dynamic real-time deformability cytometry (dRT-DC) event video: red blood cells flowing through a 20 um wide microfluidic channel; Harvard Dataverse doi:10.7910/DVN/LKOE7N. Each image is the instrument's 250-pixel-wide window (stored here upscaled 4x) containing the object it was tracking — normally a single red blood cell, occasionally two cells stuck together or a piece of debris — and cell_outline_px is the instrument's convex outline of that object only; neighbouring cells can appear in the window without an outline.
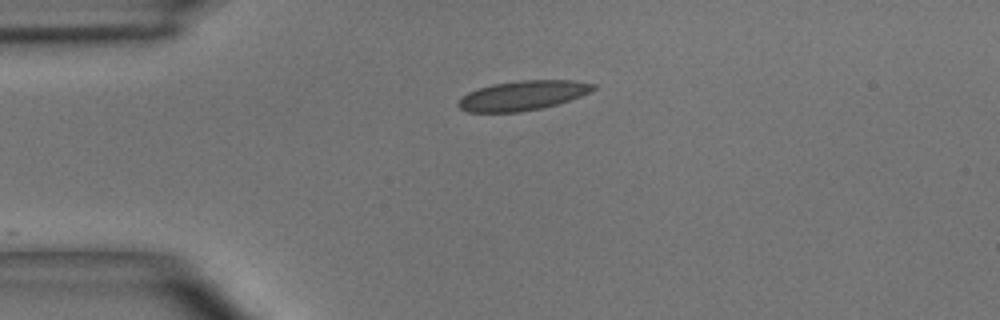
{"species": "common noctule bat (a hibernating species)", "species_latin": "Nyctalus noctula", "temperature_condition": "room temperature", "stored_images_in_passage": 17, "camera_frame_rate_fps": 3000, "um_per_image_px": 0.085, "animal": {"sex": "male", "body_mass_g": 15.6}, "frame": {"image": 1, "passage_image": 1, "time_ms": 0.0, "image_size_px": [1000, 320], "cell_outline_px": [[596, 88], [580, 96], [556, 104], [540, 108], [520, 112], [468, 112], [460, 108], [456, 104], [460, 96], [468, 92], [492, 84], [520, 80], [572, 80], [596, 84]], "centroid_in_image_um": [44.38, 8.11], "position_along_channel_um": 40.6, "area_um2": 23.18}}
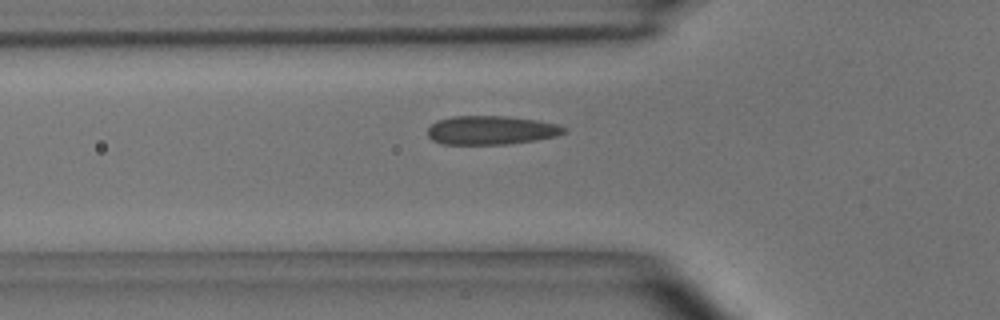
{"frame": {"image": 2, "passage_image": 6, "time_ms": 1.667, "image_size_px": [1000, 320], "cell_outline_px": [[568, 128], [564, 132], [556, 136], [536, 140], [508, 144], [440, 144], [432, 140], [428, 136], [428, 128], [436, 120], [452, 116], [508, 116], [536, 120], [560, 124]], "centroid_in_image_um": [41.75, 11.06], "position_along_channel_um": 84.1, "area_um2": 23.06}}